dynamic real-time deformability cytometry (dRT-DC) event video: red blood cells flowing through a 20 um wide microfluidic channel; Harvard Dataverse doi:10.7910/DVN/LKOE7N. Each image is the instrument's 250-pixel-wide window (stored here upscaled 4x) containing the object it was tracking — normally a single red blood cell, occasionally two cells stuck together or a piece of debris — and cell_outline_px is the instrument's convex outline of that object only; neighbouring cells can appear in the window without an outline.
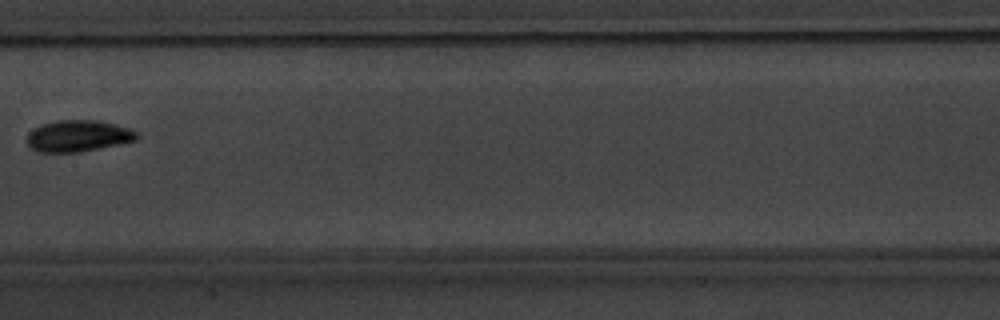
{"species": "common noctule bat (a hibernating species)", "species_latin": "Nyctalus noctula", "temperature_condition": "warm", "stored_images_in_passage": 9, "camera_frame_rate_fps": 3000, "um_per_image_px": 0.085, "animal": {"sex": "male", "body_mass_g": 20.1, "forearm_length_mm": 53.5}, "frame": {"image": 1, "passage_image": 9, "time_ms": 9.333, "image_size_px": [1000, 320], "cell_outline_px": [[140, 136], [136, 140], [120, 144], [80, 152], [36, 152], [28, 148], [24, 140], [28, 132], [40, 124], [56, 120], [96, 120], [116, 124], [128, 128], [136, 132]], "centroid_in_image_um": [6.56, 11.56], "position_along_channel_um": 200.8, "area_um2": 20.58}}